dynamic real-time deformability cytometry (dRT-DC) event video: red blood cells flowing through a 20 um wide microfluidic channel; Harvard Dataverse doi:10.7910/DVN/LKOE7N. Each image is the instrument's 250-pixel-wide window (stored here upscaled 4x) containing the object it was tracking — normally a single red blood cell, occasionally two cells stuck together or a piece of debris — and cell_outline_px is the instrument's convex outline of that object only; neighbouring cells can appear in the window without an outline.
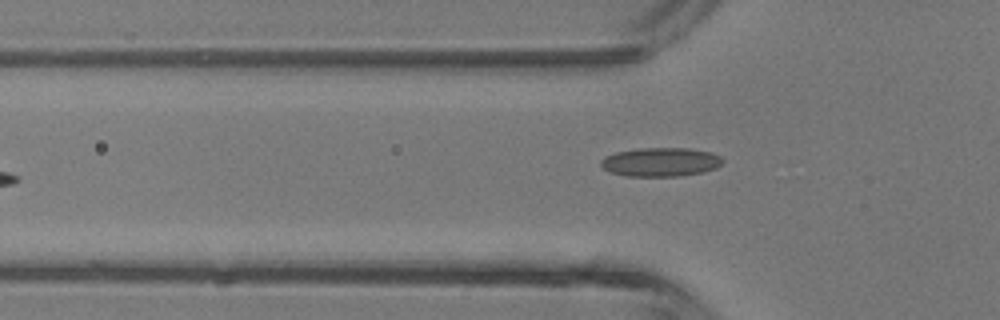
{"species": "common noctule bat (a hibernating species)", "species_latin": "Nyctalus noctula", "temperature_condition": "room temperature", "stored_images_in_passage": 7, "camera_frame_rate_fps": 3000, "um_per_image_px": 0.085, "animal": {"sex": "male", "body_mass_g": 13.3}, "frame": {"image": 1, "passage_image": 6, "time_ms": 6.0, "image_size_px": [1000, 320], "cell_outline_px": [[724, 160], [716, 168], [700, 172], [680, 176], [628, 176], [612, 172], [604, 168], [600, 164], [600, 160], [604, 156], [616, 152], [640, 148], [688, 148], [712, 152], [720, 156]], "centroid_in_image_um": [56.15, 13.76], "position_along_channel_um": 69.6, "area_um2": 20.4}}
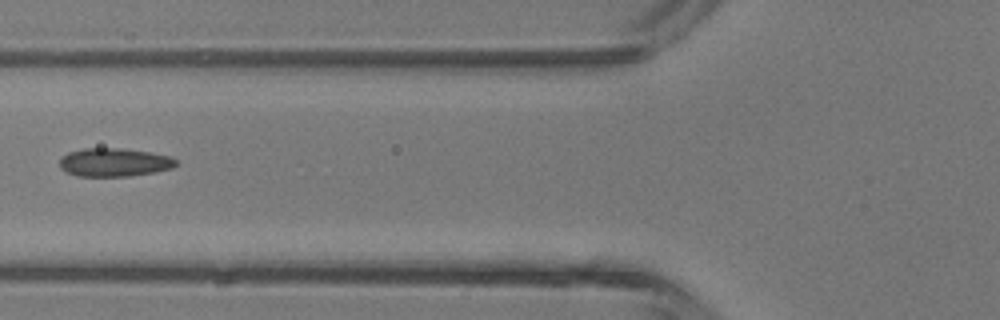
{"frame": {"image": 2, "passage_image": 7, "time_ms": 7.0, "image_size_px": [1000, 320], "cell_outline_px": [[176, 164], [172, 168], [156, 172], [128, 176], [76, 176], [60, 168], [60, 156], [68, 152], [84, 148], [120, 148], [152, 152], [172, 156], [176, 160]], "centroid_in_image_um": [9.71, 13.79], "position_along_channel_um": 116.1, "area_um2": 19.42}}